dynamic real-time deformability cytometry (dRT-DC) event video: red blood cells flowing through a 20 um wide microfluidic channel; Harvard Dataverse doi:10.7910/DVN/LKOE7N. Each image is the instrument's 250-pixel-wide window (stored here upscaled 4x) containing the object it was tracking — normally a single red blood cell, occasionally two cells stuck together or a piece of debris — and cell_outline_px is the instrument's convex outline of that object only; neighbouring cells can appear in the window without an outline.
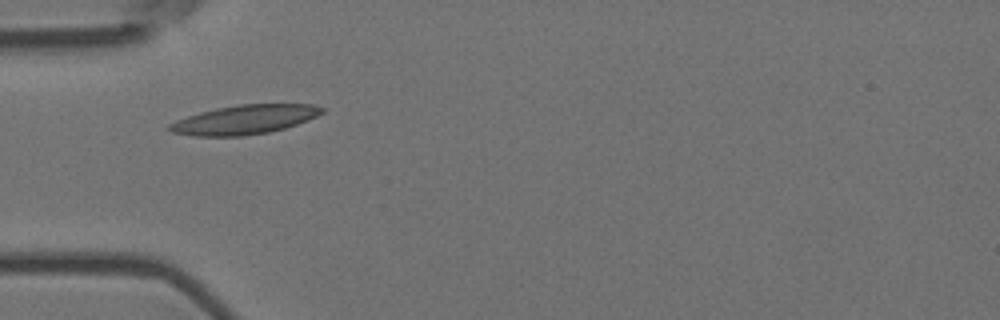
{"species": "Egyptian fruit bat (a non-hibernating species)", "species_latin": "Rousettus aegyptiacus", "temperature_condition": "room temperature", "stored_images_in_passage": 1, "camera_frame_rate_fps": 3000, "um_per_image_px": 0.085, "animal": {"sex": "female"}, "frame": {"image": 1, "passage_image": 1, "time_ms": 0.0, "image_size_px": [1000, 320], "cell_outline_px": [[324, 112], [308, 120], [284, 128], [268, 132], [244, 136], [192, 136], [172, 132], [164, 128], [168, 124], [176, 120], [200, 112], [216, 108], [240, 104], [312, 104], [324, 108]], "centroid_in_image_um": [20.75, 10.17], "position_along_channel_um": 64.3, "area_um2": 25.95}}